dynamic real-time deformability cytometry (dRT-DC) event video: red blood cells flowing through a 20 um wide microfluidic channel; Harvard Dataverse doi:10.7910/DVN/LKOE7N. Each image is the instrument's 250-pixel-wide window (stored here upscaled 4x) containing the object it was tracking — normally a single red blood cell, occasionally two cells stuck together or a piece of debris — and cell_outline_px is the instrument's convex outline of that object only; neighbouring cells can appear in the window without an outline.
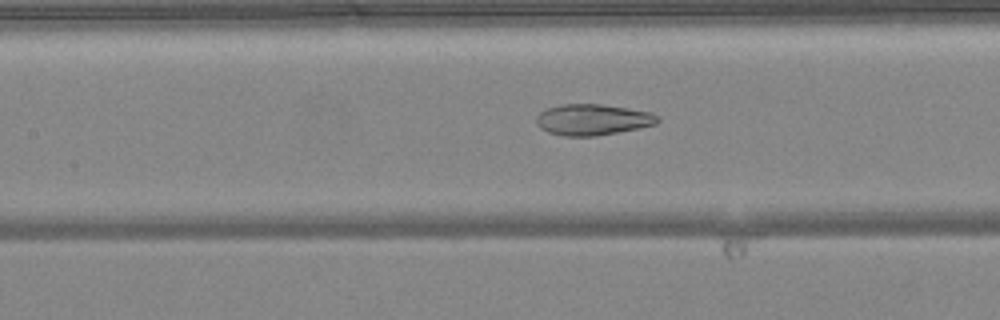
{"species": "common noctule bat (a hibernating species)", "species_latin": "Nyctalus noctula", "temperature_condition": "warm", "stored_images_in_passage": 50, "camera_frame_rate_fps": 3000, "um_per_image_px": 0.085, "animal": {"sex": "female", "body_mass_g": 24.6, "forearm_length_mm": 56.2}, "frame": {"image": 1, "passage_image": 23, "time_ms": 7.333, "image_size_px": [1000, 320], "cell_outline_px": [[660, 120], [656, 124], [640, 128], [596, 136], [564, 136], [548, 132], [540, 128], [536, 124], [536, 116], [540, 112], [548, 108], [560, 104], [600, 104], [628, 108], [652, 112], [660, 116]], "centroid_in_image_um": [50.39, 10.17], "position_along_channel_um": 157.0, "area_um2": 22.14}}
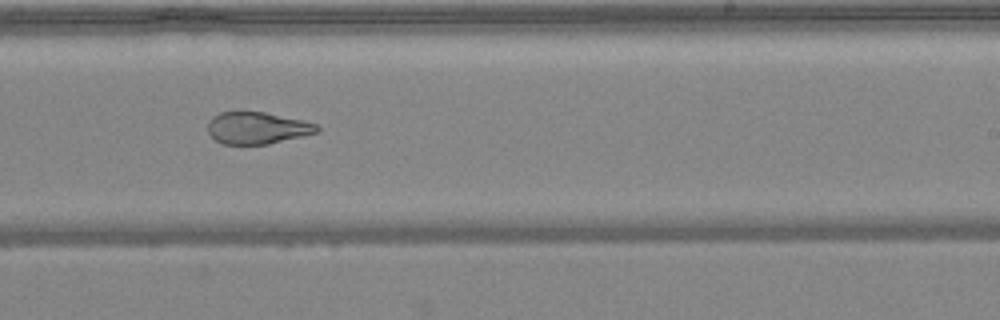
{"frame": {"image": 2, "passage_image": 31, "time_ms": 10.0, "image_size_px": [1000, 320], "cell_outline_px": [[320, 128], [316, 132], [268, 144], [224, 144], [216, 140], [208, 132], [208, 124], [212, 116], [220, 112], [264, 112], [304, 120], [320, 124]], "centroid_in_image_um": [21.87, 10.87], "position_along_channel_um": 267.1, "area_um2": 20.17}}
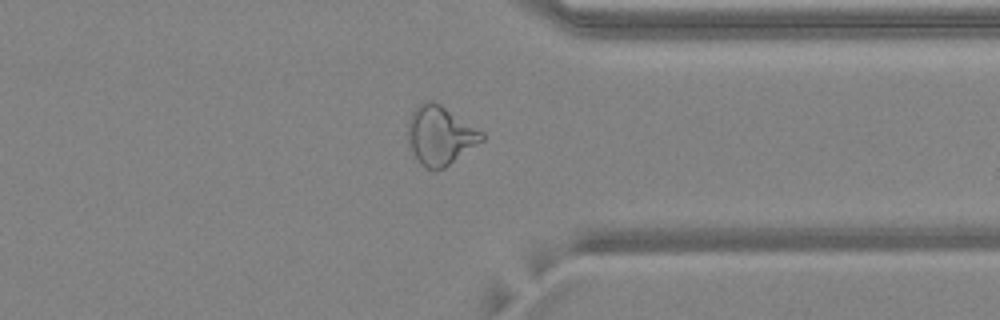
{"frame": {"image": 3, "passage_image": 39, "time_ms": 12.667, "image_size_px": [1000, 320], "cell_outline_px": [[484, 140], [444, 168], [436, 172], [424, 168], [420, 164], [408, 148], [408, 120], [412, 112], [420, 104], [428, 100], [432, 100], [440, 104], [484, 132]], "centroid_in_image_um": [37.39, 11.54], "position_along_channel_um": 374.0, "area_um2": 25.61}, "authors_computed_cell_mechanics": {"area_um2": 26.9348, "velocity_mm_per_s": 4.1563, "shape_relaxation_time_tau1_ms": null, "shape_relaxation_time_tau2_ms": 1.6604, "deformation_change_tau1": null, "deformation_change_tau2": 0.0979}}